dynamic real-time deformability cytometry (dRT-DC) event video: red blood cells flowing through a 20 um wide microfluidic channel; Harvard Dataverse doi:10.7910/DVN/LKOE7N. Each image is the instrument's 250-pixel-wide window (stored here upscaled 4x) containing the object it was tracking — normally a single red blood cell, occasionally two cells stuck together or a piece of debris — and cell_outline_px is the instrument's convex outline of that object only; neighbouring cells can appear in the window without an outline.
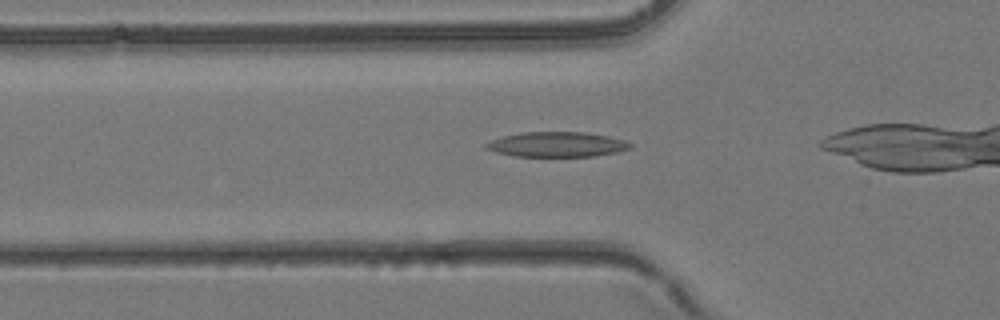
{"species": "common noctule bat (a hibernating species)", "species_latin": "Nyctalus noctula", "temperature_condition": "room temperature", "stored_images_in_passage": 20, "camera_frame_rate_fps": 3000, "um_per_image_px": 0.085, "animal": {"sex": "female", "body_mass_g": 24.6, "forearm_length_mm": 56.2}, "frame": {"image": 1, "passage_image": 2, "time_ms": 0.333, "image_size_px": [1000, 320], "cell_outline_px": [[632, 148], [620, 152], [596, 156], [512, 156], [496, 152], [484, 148], [484, 144], [492, 140], [504, 136], [520, 132], [584, 132], [608, 136], [624, 140], [632, 144]], "centroid_in_image_um": [47.36, 12.28], "position_along_channel_um": 78.4, "area_um2": 21.1}}
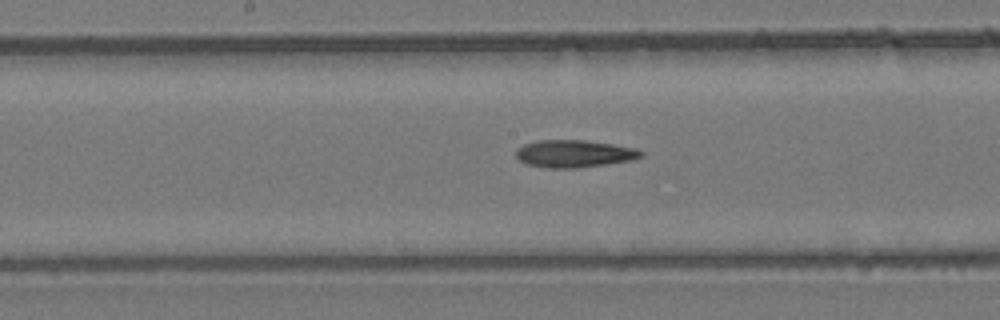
{"frame": {"image": 2, "passage_image": 9, "time_ms": 2.667, "image_size_px": [1000, 320], "cell_outline_px": [[644, 156], [632, 160], [576, 168], [548, 168], [528, 164], [520, 160], [516, 156], [516, 148], [524, 144], [536, 140], [584, 140], [612, 144], [636, 148], [644, 152]], "centroid_in_image_um": [48.81, 13.05], "position_along_channel_um": 199.4, "area_um2": 19.94}}
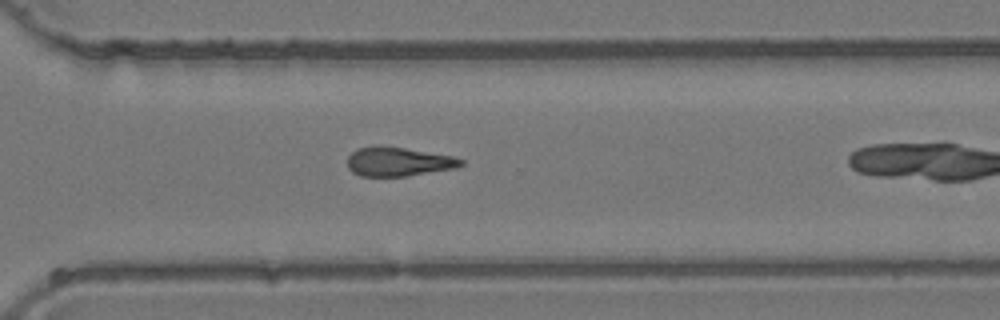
{"frame": {"image": 3, "passage_image": 17, "time_ms": 5.333, "image_size_px": [1000, 320], "cell_outline_px": [[464, 164], [456, 168], [408, 176], [360, 176], [352, 172], [348, 168], [348, 156], [356, 148], [372, 144], [380, 144], [456, 156], [464, 160]], "centroid_in_image_um": [33.85, 13.72], "position_along_channel_um": 336.7, "area_um2": 19.77}}